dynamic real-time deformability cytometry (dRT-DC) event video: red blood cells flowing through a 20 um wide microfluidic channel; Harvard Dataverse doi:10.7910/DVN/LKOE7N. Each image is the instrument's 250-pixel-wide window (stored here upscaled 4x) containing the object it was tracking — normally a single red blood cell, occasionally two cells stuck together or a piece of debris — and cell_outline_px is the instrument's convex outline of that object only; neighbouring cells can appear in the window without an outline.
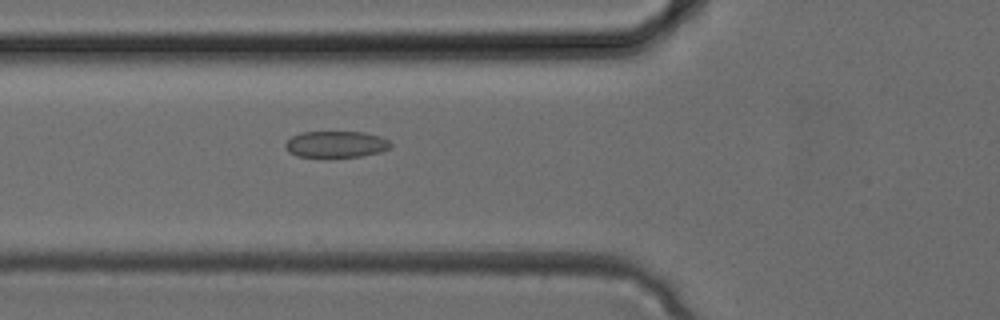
{"species": "common noctule bat (a hibernating species)", "species_latin": "Nyctalus noctula", "temperature_condition": "cold", "stored_images_in_passage": 23, "camera_frame_rate_fps": 3000, "um_per_image_px": 0.085, "animal": {"sex": "female", "body_mass_g": 24.6, "forearm_length_mm": 56.2}, "frame": {"image": 1, "passage_image": 2, "time_ms": 0.333, "image_size_px": [1000, 320], "cell_outline_px": [[392, 144], [388, 148], [380, 152], [360, 156], [328, 160], [296, 156], [288, 152], [284, 148], [284, 144], [292, 136], [300, 132], [364, 132], [380, 136], [388, 140]], "centroid_in_image_um": [28.49, 12.31], "position_along_channel_um": 97.3, "area_um2": 16.99}}
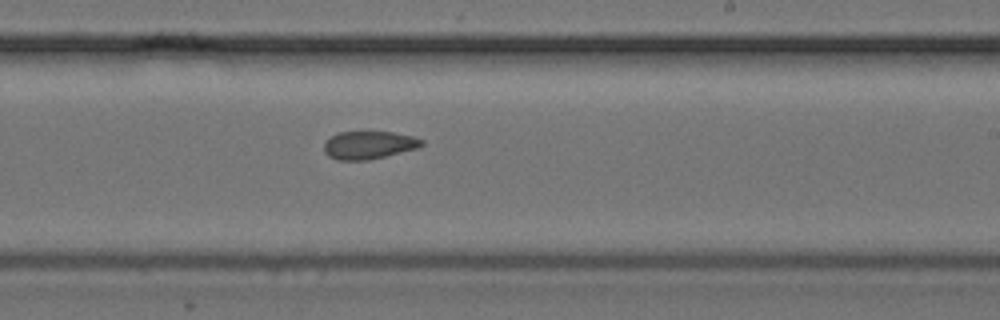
{"frame": {"image": 2, "passage_image": 10, "time_ms": 3.0, "image_size_px": [1000, 320], "cell_outline_px": [[424, 144], [416, 148], [368, 160], [336, 160], [328, 156], [324, 152], [324, 144], [332, 136], [340, 132], [392, 132], [416, 136], [424, 140]], "centroid_in_image_um": [31.36, 12.33], "position_along_channel_um": 257.6, "area_um2": 15.78}}
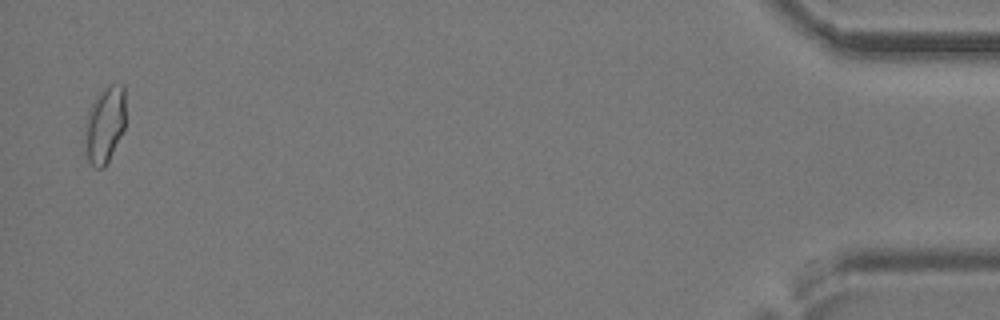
{"frame": {"image": 3, "passage_image": 23, "time_ms": 7.333, "image_size_px": [1000, 320], "cell_outline_px": [[124, 128], [104, 168], [92, 168], [88, 160], [84, 136], [84, 132], [88, 108], [112, 84], [124, 84]], "centroid_in_image_um": [8.89, 10.66], "position_along_channel_um": 426.3, "area_um2": 17.57}}